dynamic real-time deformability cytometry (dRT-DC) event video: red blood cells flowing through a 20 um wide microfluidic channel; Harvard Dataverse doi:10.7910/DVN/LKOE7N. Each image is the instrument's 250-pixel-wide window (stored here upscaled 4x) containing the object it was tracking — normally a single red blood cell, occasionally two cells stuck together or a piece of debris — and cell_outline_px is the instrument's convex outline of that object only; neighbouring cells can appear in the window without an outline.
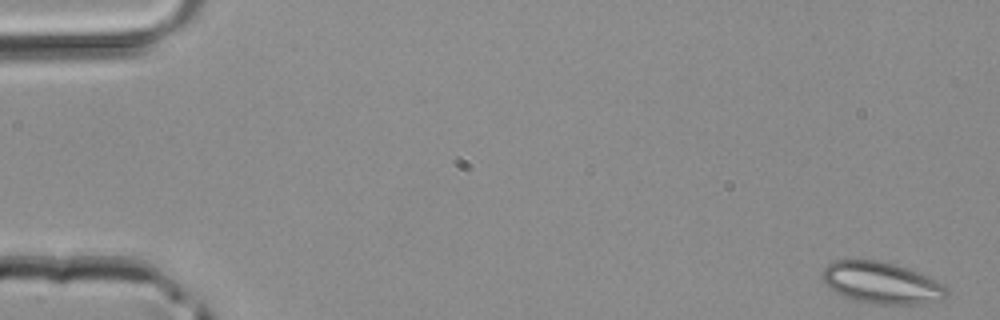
{"species": "common noctule bat (a hibernating species)", "species_latin": "Nyctalus noctula", "temperature_condition": "room temperature", "stored_images_in_passage": 4, "camera_frame_rate_fps": 3000, "um_per_image_px": 0.085, "animal": {"sex": "male", "body_mass_g": 20.4}, "frame": {"image": 1, "passage_image": 1, "time_ms": 0.0, "image_size_px": [1000, 320], "cell_outline_px": [[948, 296], [944, 300], [916, 304], [868, 304], [844, 296], [828, 288], [824, 280], [824, 268], [828, 264], [836, 260], [876, 260], [896, 264], [920, 272], [944, 284], [948, 288]], "centroid_in_image_um": [75.0, 24.05], "position_along_channel_um": 10.0, "area_um2": 30.35}}